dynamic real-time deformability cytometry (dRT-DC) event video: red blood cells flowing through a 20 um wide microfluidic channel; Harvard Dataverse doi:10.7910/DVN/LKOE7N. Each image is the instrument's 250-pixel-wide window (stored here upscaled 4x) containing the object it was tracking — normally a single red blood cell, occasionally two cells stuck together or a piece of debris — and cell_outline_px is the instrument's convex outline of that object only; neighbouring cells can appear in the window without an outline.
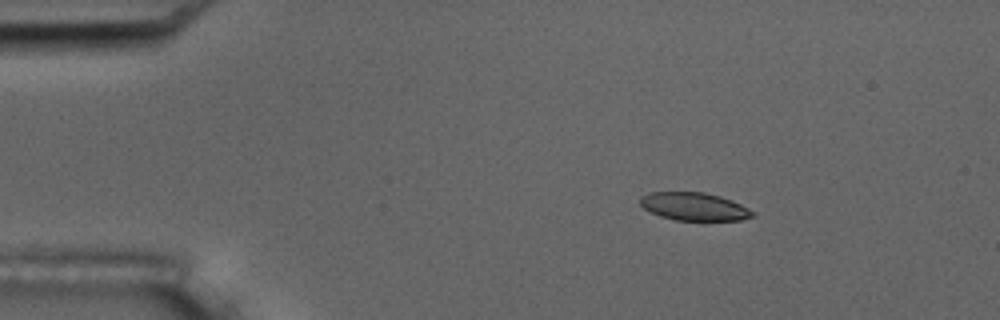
{"species": "common noctule bat (a hibernating species)", "species_latin": "Nyctalus noctula", "temperature_condition": "room temperature", "stored_images_in_passage": 47, "camera_frame_rate_fps": 3000, "um_per_image_px": 0.085, "animal": {"sex": "male", "body_mass_g": 17.5, "forearm_length_mm": 52.3}, "frame": {"image": 1, "passage_image": 1, "time_ms": 0.0, "image_size_px": [1000, 320], "cell_outline_px": [[756, 216], [740, 220], [676, 220], [660, 216], [644, 208], [640, 204], [640, 196], [648, 192], [704, 192], [720, 196], [732, 200], [756, 212]], "centroid_in_image_um": [59.02, 17.55], "position_along_channel_um": 26.0, "area_um2": 18.38}}
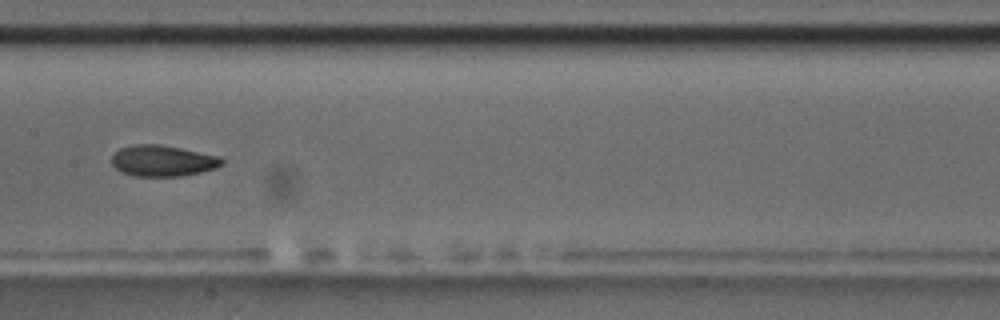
{"frame": {"image": 2, "passage_image": 20, "time_ms": 6.333, "image_size_px": [1000, 320], "cell_outline_px": [[224, 164], [216, 168], [200, 172], [180, 176], [136, 176], [120, 172], [112, 164], [112, 152], [120, 148], [132, 144], [160, 144], [220, 156], [224, 160]], "centroid_in_image_um": [13.81, 13.66], "position_along_channel_um": 193.6, "area_um2": 20.11}}
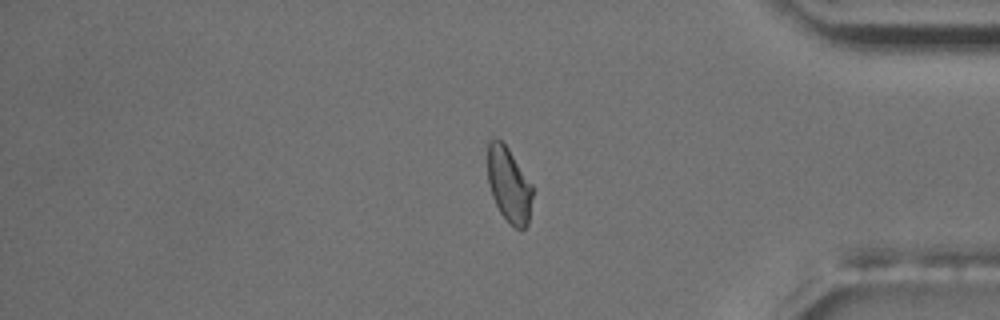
{"frame": {"image": 3, "passage_image": 38, "time_ms": 12.333, "image_size_px": [1000, 320], "cell_outline_px": [[532, 196], [528, 224], [524, 228], [516, 228], [500, 212], [492, 196], [488, 184], [488, 140], [500, 140], [508, 148], [532, 184]], "centroid_in_image_um": [43.25, 15.7], "position_along_channel_um": 391.9, "area_um2": 19.25}, "authors_computed_cell_mechanics": {"area_um2": 19.8832, "velocity_mm_per_s": 3.6924, "shape_relaxation_time_tau1_ms": 6.6816, "shape_relaxation_time_tau2_ms": 3.1372, "deformation_change_tau1": 0.1434, "deformation_change_tau2": 0.0757}}